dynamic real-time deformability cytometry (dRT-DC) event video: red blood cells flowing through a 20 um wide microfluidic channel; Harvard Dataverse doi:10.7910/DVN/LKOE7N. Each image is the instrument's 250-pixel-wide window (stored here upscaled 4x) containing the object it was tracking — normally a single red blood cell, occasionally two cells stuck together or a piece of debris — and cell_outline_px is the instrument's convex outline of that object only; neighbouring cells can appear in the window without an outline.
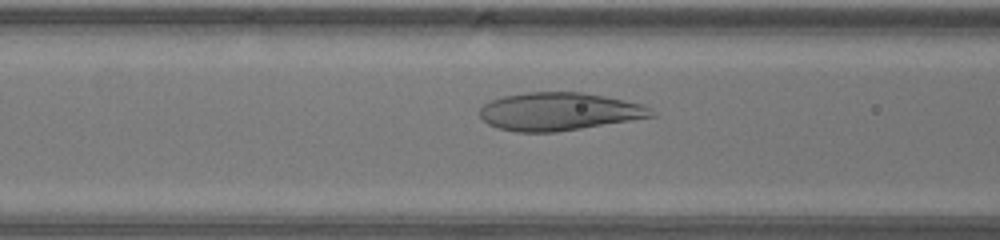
{"species": "human", "species_latin": "Homo sapiens", "temperature_condition": "warm", "stored_images_in_passage": 45, "camera_frame_rate_fps": 3000, "um_per_image_px": 0.085, "donor": {"sex": "male"}, "frame": {"image": 1, "passage_image": 17, "time_ms": 5.333, "image_size_px": [1000, 240], "cell_outline_px": [[656, 116], [556, 132], [516, 132], [496, 128], [488, 124], [480, 116], [480, 108], [484, 104], [492, 100], [504, 96], [528, 92], [580, 92], [604, 96], [644, 104]], "centroid_in_image_um": [47.49, 9.48], "position_along_channel_um": 119.1, "area_um2": 37.69}}
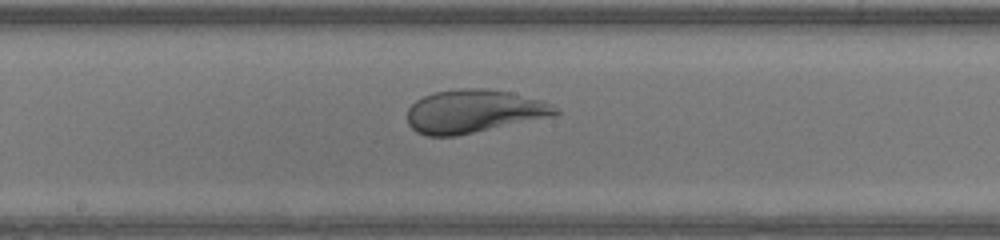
{"frame": {"image": 2, "passage_image": 23, "time_ms": 7.333, "image_size_px": [1000, 240], "cell_outline_px": [[560, 112], [556, 116], [456, 136], [424, 136], [416, 132], [408, 124], [408, 108], [416, 100], [424, 96], [436, 92], [460, 88], [488, 88], [508, 92], [540, 100], [552, 104], [560, 108]], "centroid_in_image_um": [40.29, 9.47], "position_along_channel_um": 207.9, "area_um2": 37.51}}
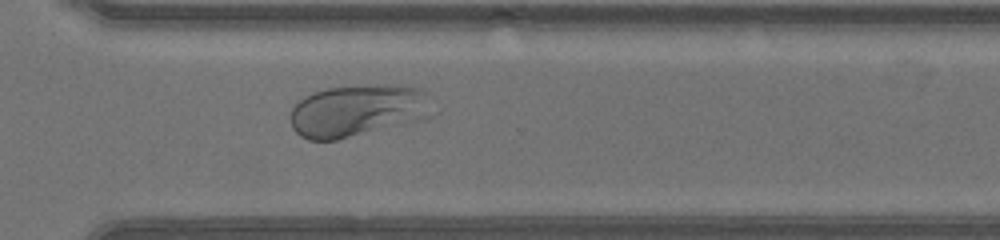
{"frame": {"image": 3, "passage_image": 32, "time_ms": 10.333, "image_size_px": [1000, 240], "cell_outline_px": [[428, 116], [416, 120], [336, 140], [308, 140], [300, 136], [292, 128], [292, 108], [304, 96], [328, 88], [392, 84], [408, 84], [420, 88], [428, 92]], "centroid_in_image_um": [30.37, 9.38], "position_along_channel_um": 340.2, "area_um2": 42.37}, "authors_computed_cell_mechanics": {"area_um2": 46.1822, "velocity_mm_per_s": 4.4325, "shape_relaxation_time_tau1_ms": 5.0854, "shape_relaxation_time_tau2_ms": null, "deformation_change_tau1": 0.2252, "deformation_change_tau2": null}}